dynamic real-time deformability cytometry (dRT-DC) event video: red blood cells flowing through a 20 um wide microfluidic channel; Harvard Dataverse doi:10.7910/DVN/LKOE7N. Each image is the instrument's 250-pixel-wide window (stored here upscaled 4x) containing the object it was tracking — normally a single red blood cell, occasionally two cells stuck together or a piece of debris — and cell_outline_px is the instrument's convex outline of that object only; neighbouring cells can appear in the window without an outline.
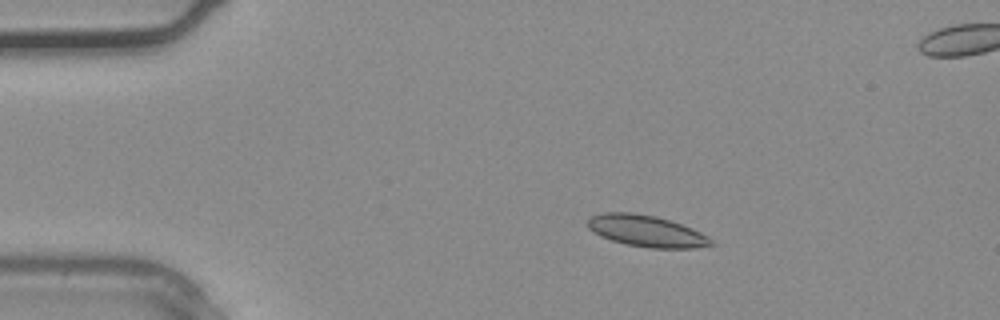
{"species": "common noctule bat (a hibernating species)", "species_latin": "Nyctalus noctula", "temperature_condition": "warm", "stored_images_in_passage": 3, "camera_frame_rate_fps": 3000, "um_per_image_px": 0.085, "animal": {"sex": "male", "body_mass_g": 20.4}, "frame": {"image": 1, "passage_image": 1, "time_ms": 0.0, "image_size_px": [1000, 320], "cell_outline_px": [[716, 244], [696, 248], [648, 248], [624, 244], [600, 236], [588, 228], [588, 216], [604, 212], [632, 212], [656, 216], [692, 228], [708, 236]], "centroid_in_image_um": [54.93, 19.64], "position_along_channel_um": 30.1, "area_um2": 22.77}}